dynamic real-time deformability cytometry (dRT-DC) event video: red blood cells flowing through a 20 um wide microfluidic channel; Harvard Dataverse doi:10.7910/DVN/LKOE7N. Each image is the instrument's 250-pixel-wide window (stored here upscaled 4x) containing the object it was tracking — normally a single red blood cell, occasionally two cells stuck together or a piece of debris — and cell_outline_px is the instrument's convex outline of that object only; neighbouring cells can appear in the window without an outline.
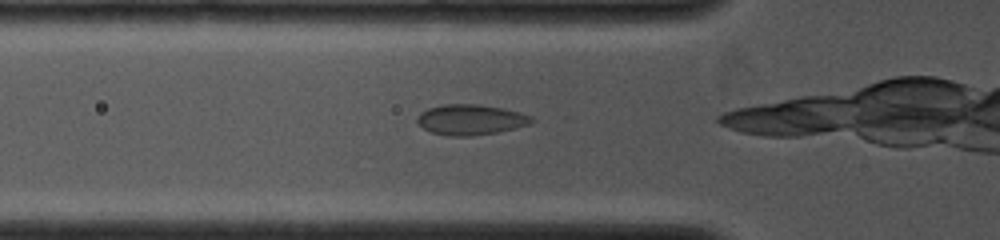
{"species": "common noctule bat (a hibernating species)", "species_latin": "Nyctalus noctula", "temperature_condition": "cold", "stored_images_in_passage": 36, "camera_frame_rate_fps": 4000, "um_per_image_px": 0.085, "animal": {"sex": "female", "body_mass_g": 19.0, "forearm_length_mm": 53.3}, "frame": {"image": 1, "passage_image": 5, "time_ms": 0.75, "image_size_px": [1000, 240], "cell_outline_px": [[536, 120], [532, 124], [516, 128], [496, 132], [468, 136], [448, 136], [432, 132], [424, 128], [416, 120], [416, 116], [420, 112], [428, 108], [444, 104], [476, 104], [504, 108], [520, 112], [532, 116]], "centroid_in_image_um": [40.04, 10.16], "position_along_channel_um": 85.8, "area_um2": 20.4}}
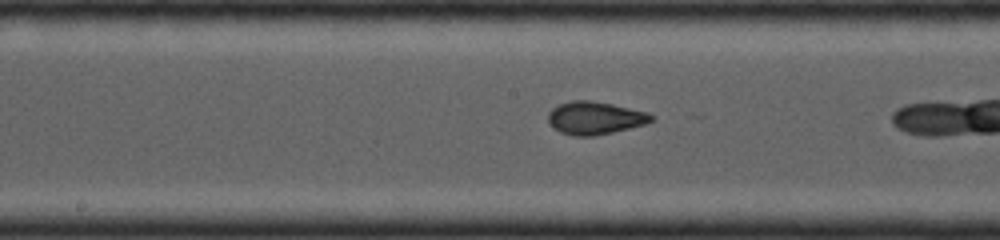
{"frame": {"image": 2, "passage_image": 19, "time_ms": 3.25, "image_size_px": [1000, 240], "cell_outline_px": [[656, 116], [652, 120], [644, 124], [612, 132], [592, 136], [572, 136], [560, 132], [548, 120], [548, 112], [552, 108], [560, 104], [572, 100], [588, 100], [612, 104], [648, 112]], "centroid_in_image_um": [50.57, 10.02], "position_along_channel_um": 197.6, "area_um2": 19.54}}
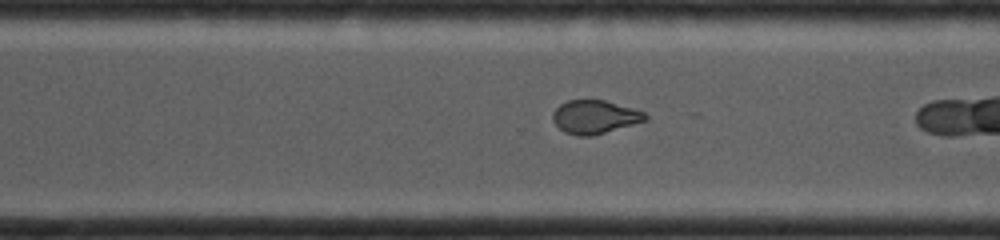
{"frame": {"image": 3, "passage_image": 35, "time_ms": 6.0, "image_size_px": [1000, 240], "cell_outline_px": [[648, 120], [592, 136], [576, 136], [564, 132], [552, 120], [552, 112], [560, 104], [568, 100], [604, 100], [632, 108], [644, 112], [648, 116]], "centroid_in_image_um": [50.54, 9.94], "position_along_channel_um": 320.1, "area_um2": 18.03}}